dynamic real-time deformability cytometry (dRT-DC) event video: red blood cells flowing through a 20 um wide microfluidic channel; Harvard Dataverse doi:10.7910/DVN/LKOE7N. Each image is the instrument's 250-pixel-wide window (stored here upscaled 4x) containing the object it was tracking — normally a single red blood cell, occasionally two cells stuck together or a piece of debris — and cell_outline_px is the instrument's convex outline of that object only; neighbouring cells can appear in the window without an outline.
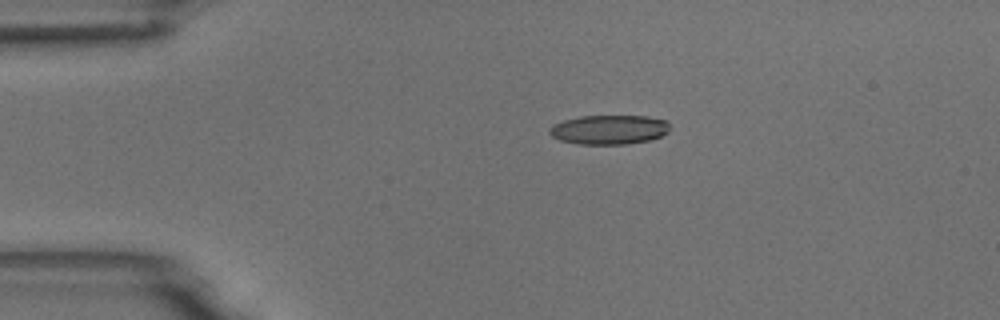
{"species": "common noctule bat (a hibernating species)", "species_latin": "Nyctalus noctula", "temperature_condition": "room temperature", "stored_images_in_passage": 5, "camera_frame_rate_fps": 3000, "um_per_image_px": 0.085, "animal": {"sex": "male", "body_mass_g": 18.8}, "frame": {"image": 1, "passage_image": 3, "time_ms": 0.667, "image_size_px": [1000, 320], "cell_outline_px": [[668, 132], [660, 136], [648, 140], [628, 144], [576, 144], [560, 140], [552, 136], [548, 132], [548, 128], [552, 124], [564, 120], [580, 116], [648, 116], [664, 120], [668, 124]], "centroid_in_image_um": [51.72, 11.02], "position_along_channel_um": 33.3, "area_um2": 20.58}}
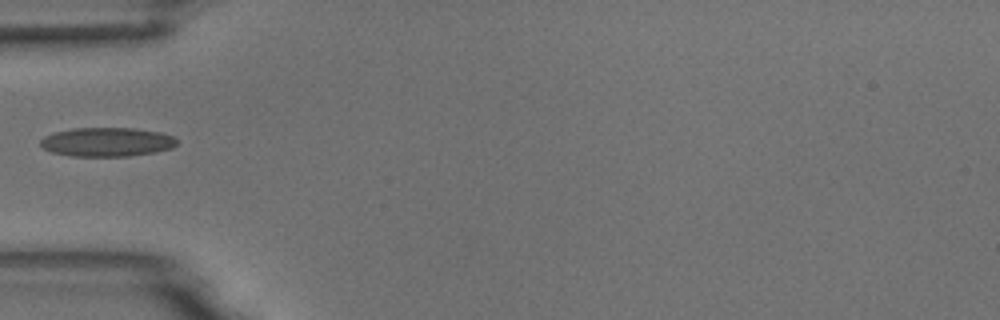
{"frame": {"image": 2, "passage_image": 5, "time_ms": 1.333, "image_size_px": [1000, 320], "cell_outline_px": [[176, 144], [172, 148], [156, 152], [128, 156], [72, 156], [52, 152], [44, 148], [40, 144], [40, 140], [44, 136], [56, 132], [72, 128], [132, 128], [160, 132], [172, 136], [176, 140]], "centroid_in_image_um": [9.08, 12.07], "position_along_channel_um": 75.9, "area_um2": 22.95}}